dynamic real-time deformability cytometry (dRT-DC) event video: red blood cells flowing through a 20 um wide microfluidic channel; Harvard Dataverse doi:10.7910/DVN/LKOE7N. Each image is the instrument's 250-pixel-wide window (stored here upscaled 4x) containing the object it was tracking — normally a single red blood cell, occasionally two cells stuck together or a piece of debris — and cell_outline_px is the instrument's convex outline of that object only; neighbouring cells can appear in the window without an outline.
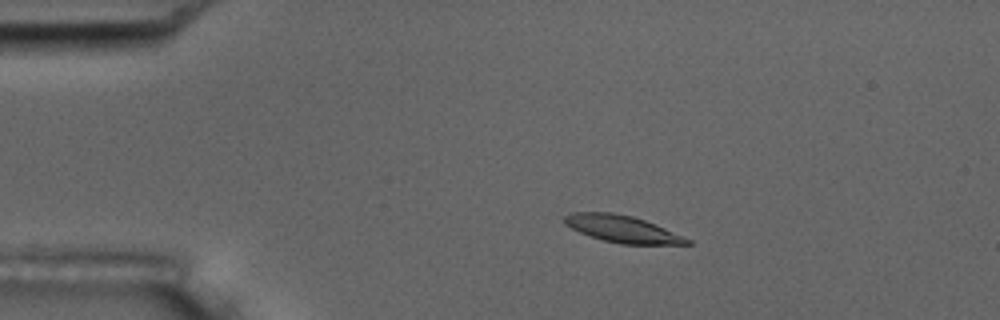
{"species": "common noctule bat (a hibernating species)", "species_latin": "Nyctalus noctula", "temperature_condition": "room temperature", "stored_images_in_passage": 5, "camera_frame_rate_fps": 3000, "um_per_image_px": 0.085, "animal": {"sex": "male", "body_mass_g": 17.5, "forearm_length_mm": 52.3}, "frame": {"image": 1, "passage_image": 2, "time_ms": 1.333, "image_size_px": [1000, 320], "cell_outline_px": [[692, 244], [620, 244], [604, 240], [580, 232], [564, 224], [560, 220], [568, 212], [612, 212], [632, 216], [644, 220], [664, 228], [692, 240]], "centroid_in_image_um": [52.84, 19.45], "position_along_channel_um": 32.2, "area_um2": 19.19}}